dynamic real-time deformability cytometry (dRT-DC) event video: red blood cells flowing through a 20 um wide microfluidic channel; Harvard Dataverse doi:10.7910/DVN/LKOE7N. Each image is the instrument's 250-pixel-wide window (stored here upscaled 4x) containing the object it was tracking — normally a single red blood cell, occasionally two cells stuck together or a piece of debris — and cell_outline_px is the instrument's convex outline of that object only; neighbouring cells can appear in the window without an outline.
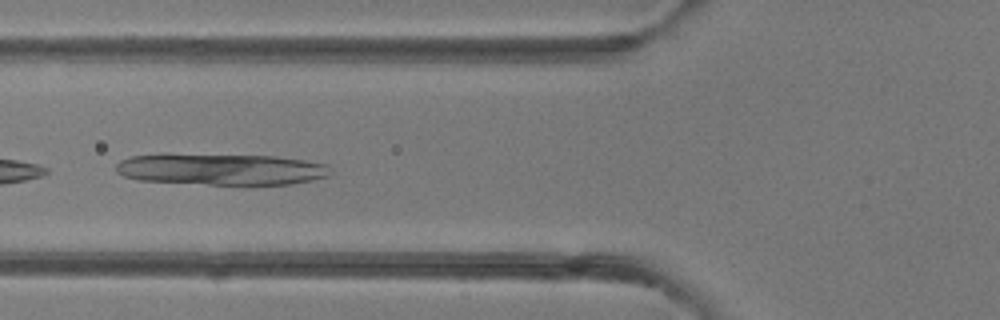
{"species": "common noctule bat (a hibernating species)", "species_latin": "Nyctalus noctula", "temperature_condition": "room temperature", "stored_images_in_passage": 14, "camera_frame_rate_fps": 3000, "um_per_image_px": 0.085, "animal": {"sex": "female"}, "frame": {"image": 1, "passage_image": 10, "time_ms": 3.0, "image_size_px": [1000, 320], "cell_outline_px": [[332, 172], [328, 176], [312, 180], [292, 184], [208, 184], [136, 180], [124, 176], [116, 172], [116, 164], [120, 160], [132, 156], [276, 156], [304, 160], [328, 164]], "centroid_in_image_um": [18.88, 14.42], "position_along_channel_um": 106.9, "area_um2": 38.15}}